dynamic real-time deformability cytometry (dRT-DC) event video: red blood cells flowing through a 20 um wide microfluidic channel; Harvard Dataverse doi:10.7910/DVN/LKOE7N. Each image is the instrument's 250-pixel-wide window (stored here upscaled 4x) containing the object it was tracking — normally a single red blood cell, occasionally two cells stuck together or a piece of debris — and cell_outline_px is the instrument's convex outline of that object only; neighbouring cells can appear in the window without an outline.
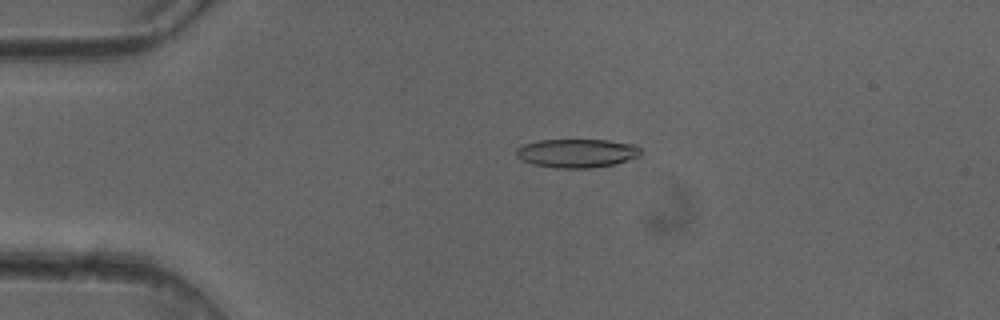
{"species": "common noctule bat (a hibernating species)", "species_latin": "Nyctalus noctula", "temperature_condition": "cold", "stored_images_in_passage": 5, "camera_frame_rate_fps": 3000, "um_per_image_px": 0.085, "animal": {"sex": "female"}, "frame": {"image": 1, "passage_image": 4, "time_ms": 1.0, "image_size_px": [1000, 320], "cell_outline_px": [[644, 152], [640, 156], [616, 164], [592, 168], [556, 168], [532, 164], [520, 160], [516, 156], [516, 148], [524, 144], [536, 140], [608, 140], [636, 144]], "centroid_in_image_um": [49.06, 13.02], "position_along_channel_um": 35.9, "area_um2": 21.21}}